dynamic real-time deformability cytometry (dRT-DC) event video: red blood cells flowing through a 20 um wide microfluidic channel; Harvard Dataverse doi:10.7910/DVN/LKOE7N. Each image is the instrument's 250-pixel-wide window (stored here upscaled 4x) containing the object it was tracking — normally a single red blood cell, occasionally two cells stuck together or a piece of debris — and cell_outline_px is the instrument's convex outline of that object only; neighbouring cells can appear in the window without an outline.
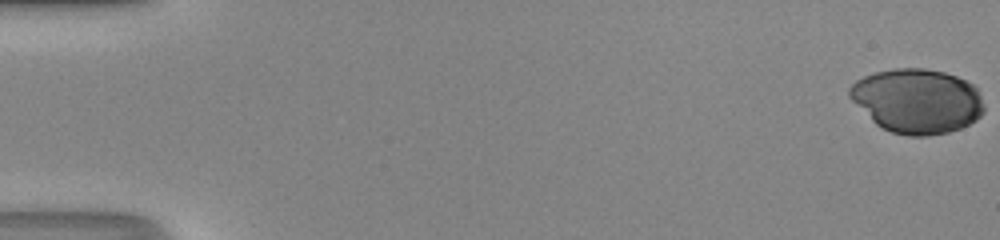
{"species": "human", "species_latin": "Homo sapiens", "temperature_condition": "room temperature", "stored_images_in_passage": 51, "camera_frame_rate_fps": 3000, "um_per_image_px": 0.085, "donor": {"sex": "male"}, "frame": {"image": 1, "passage_image": 1, "time_ms": 0.0, "image_size_px": [1000, 240], "cell_outline_px": [[984, 112], [976, 120], [960, 128], [948, 132], [928, 136], [908, 136], [892, 132], [876, 124], [848, 96], [848, 88], [856, 80], [864, 76], [876, 72], [896, 68], [924, 68], [944, 72], [956, 76], [972, 84], [976, 88], [984, 104]], "centroid_in_image_um": [77.96, 8.58], "position_along_channel_um": 7.0, "area_um2": 50.4}}
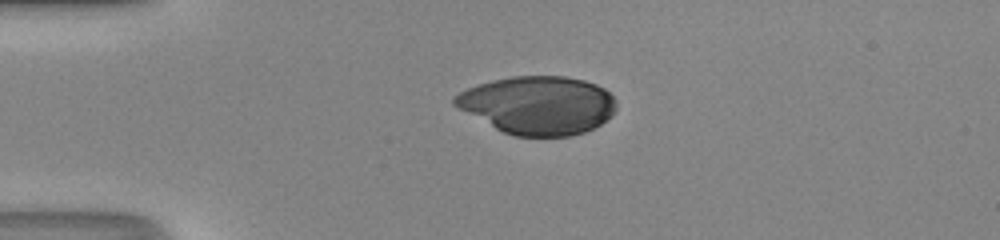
{"frame": {"image": 2, "passage_image": 14, "time_ms": 4.333, "image_size_px": [1000, 240], "cell_outline_px": [[616, 108], [612, 116], [600, 124], [584, 132], [572, 136], [516, 136], [504, 132], [496, 128], [452, 104], [452, 96], [468, 88], [492, 80], [512, 76], [564, 76], [584, 80], [596, 84], [604, 88], [616, 100]], "centroid_in_image_um": [45.75, 8.93], "position_along_channel_um": 39.2, "area_um2": 54.56}}